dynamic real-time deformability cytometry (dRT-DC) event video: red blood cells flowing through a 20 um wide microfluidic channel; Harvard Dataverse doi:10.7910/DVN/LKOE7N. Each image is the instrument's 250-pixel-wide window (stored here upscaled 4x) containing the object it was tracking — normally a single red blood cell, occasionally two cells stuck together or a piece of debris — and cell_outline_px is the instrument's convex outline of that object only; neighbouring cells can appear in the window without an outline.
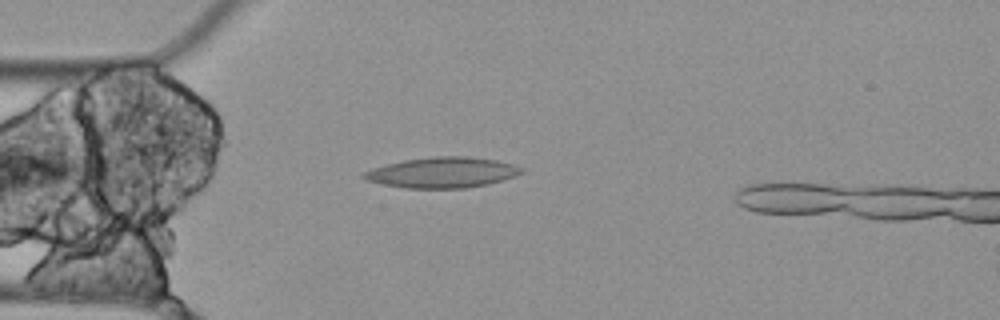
{"species": "Egyptian fruit bat (a non-hibernating species)", "species_latin": "Rousettus aegyptiacus", "temperature_condition": "cold", "stored_images_in_passage": 5, "camera_frame_rate_fps": 3000, "um_per_image_px": 0.085, "animal": {"sex": "female"}, "frame": {"image": 1, "passage_image": 4, "time_ms": 1.0, "image_size_px": [1000, 320], "cell_outline_px": [[524, 172], [516, 176], [488, 184], [464, 188], [404, 188], [364, 180], [360, 176], [364, 172], [372, 168], [404, 160], [432, 156], [468, 156], [496, 160], [512, 164], [524, 168]], "centroid_in_image_um": [37.6, 14.66], "position_along_channel_um": 47.4, "area_um2": 28.15}}